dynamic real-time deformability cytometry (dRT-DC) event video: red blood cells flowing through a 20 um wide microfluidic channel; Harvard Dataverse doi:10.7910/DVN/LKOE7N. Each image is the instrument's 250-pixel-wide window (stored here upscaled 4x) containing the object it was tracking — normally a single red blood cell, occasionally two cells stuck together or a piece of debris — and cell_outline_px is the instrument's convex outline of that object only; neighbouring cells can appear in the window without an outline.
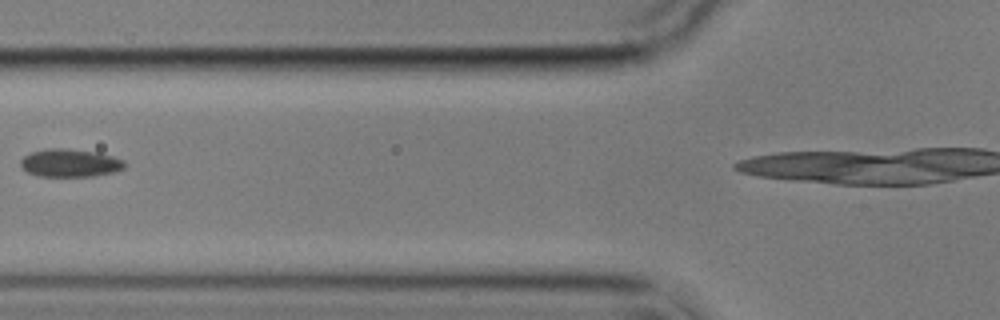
{"species": "common noctule bat (a hibernating species)", "species_latin": "Nyctalus noctula", "temperature_condition": "cold", "stored_images_in_passage": 2, "camera_frame_rate_fps": 3000, "um_per_image_px": 0.085, "animal": {"sex": "male", "body_mass_g": 17.9}, "frame": {"image": 1, "passage_image": 2, "time_ms": 1.333, "image_size_px": [1000, 320], "cell_outline_px": [[128, 164], [124, 168], [112, 172], [92, 176], [40, 176], [28, 172], [20, 168], [20, 160], [24, 156], [32, 152], [48, 148], [68, 148], [96, 152], [112, 156], [124, 160]], "centroid_in_image_um": [5.94, 13.84], "position_along_channel_um": 119.9, "area_um2": 16.99}}